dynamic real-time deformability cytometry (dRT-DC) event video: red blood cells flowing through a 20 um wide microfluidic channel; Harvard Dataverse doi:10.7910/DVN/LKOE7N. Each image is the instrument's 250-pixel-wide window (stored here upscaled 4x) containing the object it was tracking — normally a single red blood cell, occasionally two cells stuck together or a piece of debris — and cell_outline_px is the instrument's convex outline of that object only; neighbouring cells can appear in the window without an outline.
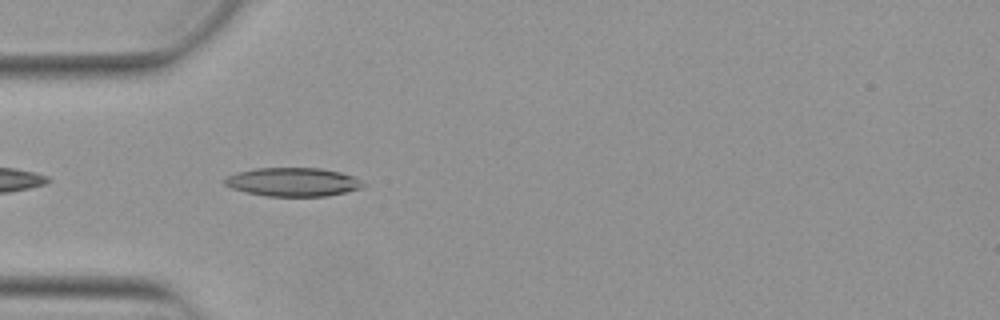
{"species": "Egyptian fruit bat (a non-hibernating species)", "species_latin": "Rousettus aegyptiacus", "temperature_condition": "warm", "stored_images_in_passage": 6, "camera_frame_rate_fps": 3000, "um_per_image_px": 0.085, "animal": {"sex": "female"}, "frame": {"image": 1, "passage_image": 3, "time_ms": 0.667, "image_size_px": [1000, 320], "cell_outline_px": [[368, 184], [360, 188], [328, 196], [268, 196], [248, 192], [232, 188], [224, 184], [224, 180], [228, 176], [236, 172], [256, 168], [320, 168], [340, 172], [352, 176]], "centroid_in_image_um": [24.91, 15.46], "position_along_channel_um": 60.1, "area_um2": 22.95}}